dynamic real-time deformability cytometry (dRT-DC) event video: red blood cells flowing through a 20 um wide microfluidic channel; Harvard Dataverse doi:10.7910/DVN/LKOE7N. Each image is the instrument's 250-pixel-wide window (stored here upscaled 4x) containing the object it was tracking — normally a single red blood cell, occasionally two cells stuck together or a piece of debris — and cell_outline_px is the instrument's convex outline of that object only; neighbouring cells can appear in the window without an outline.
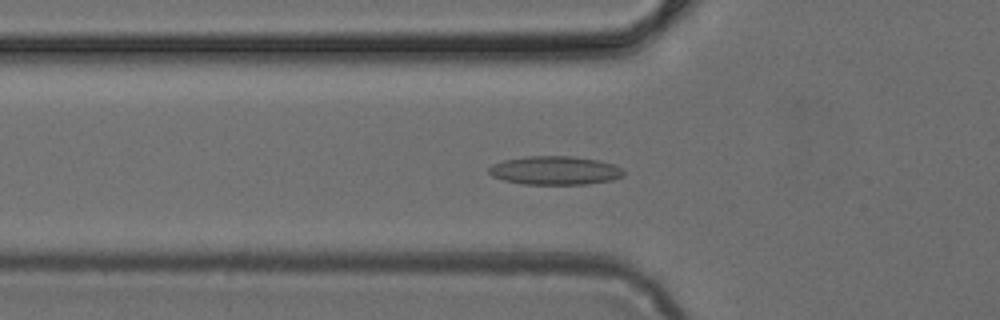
{"species": "common noctule bat (a hibernating species)", "species_latin": "Nyctalus noctula", "temperature_condition": "cold", "stored_images_in_passage": 25, "camera_frame_rate_fps": 3000, "um_per_image_px": 0.085, "animal": {"sex": "female", "body_mass_g": 24.6, "forearm_length_mm": 56.2}, "frame": {"image": 1, "passage_image": 16, "time_ms": 5.0, "image_size_px": [1000, 320], "cell_outline_px": [[624, 176], [612, 180], [588, 184], [524, 184], [504, 180], [492, 176], [488, 172], [488, 168], [492, 164], [504, 160], [524, 156], [572, 156], [596, 160], [612, 164], [620, 168], [624, 172]], "centroid_in_image_um": [47.14, 14.49], "position_along_channel_um": 78.7, "area_um2": 22.43}}
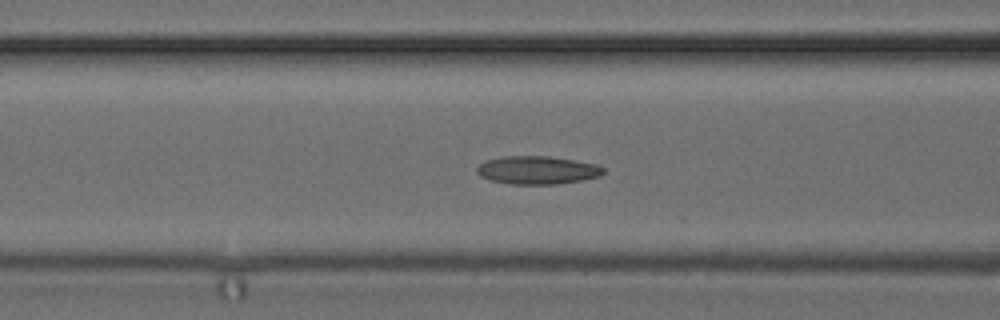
{"frame": {"image": 2, "passage_image": 19, "time_ms": 6.0, "image_size_px": [1000, 320], "cell_outline_px": [[604, 172], [600, 176], [580, 180], [556, 184], [508, 184], [492, 180], [480, 176], [476, 172], [476, 168], [484, 160], [504, 156], [548, 156], [576, 160], [596, 164], [604, 168]], "centroid_in_image_um": [45.65, 14.45], "position_along_channel_um": 121.0, "area_um2": 20.75}}
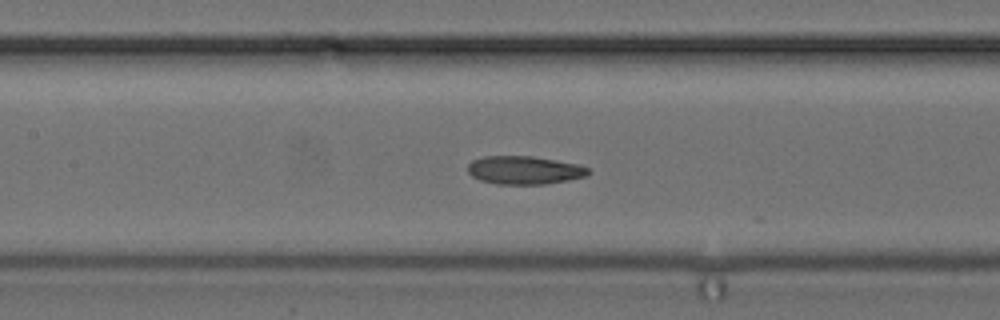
{"frame": {"image": 3, "passage_image": 22, "time_ms": 7.0, "image_size_px": [1000, 320], "cell_outline_px": [[592, 172], [588, 176], [568, 180], [544, 184], [496, 184], [480, 180], [472, 176], [468, 172], [468, 164], [472, 160], [484, 156], [532, 156], [580, 164], [588, 168]], "centroid_in_image_um": [44.6, 14.46], "position_along_channel_um": 162.8, "area_um2": 20.0}}